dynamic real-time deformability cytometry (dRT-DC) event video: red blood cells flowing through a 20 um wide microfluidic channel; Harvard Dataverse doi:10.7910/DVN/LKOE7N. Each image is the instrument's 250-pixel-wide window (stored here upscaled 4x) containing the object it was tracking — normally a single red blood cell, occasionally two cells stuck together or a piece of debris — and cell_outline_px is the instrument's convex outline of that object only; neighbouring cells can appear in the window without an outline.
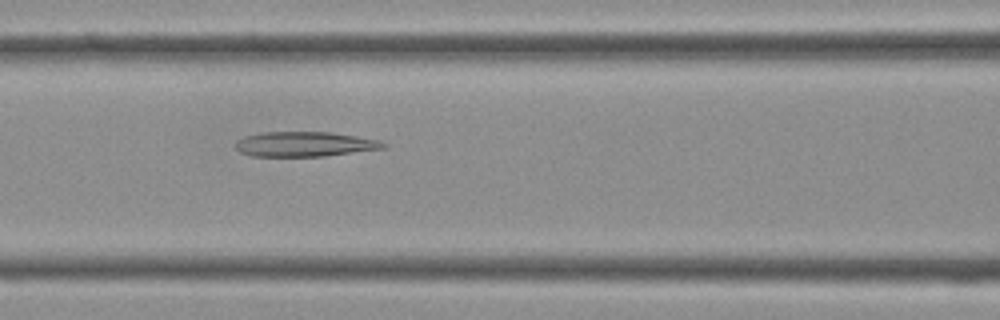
{"species": "Egyptian fruit bat (a non-hibernating species)", "species_latin": "Rousettus aegyptiacus", "temperature_condition": "cold", "stored_images_in_passage": 40, "camera_frame_rate_fps": 3000, "um_per_image_px": 0.085, "frame": {"image": 1, "passage_image": 17, "time_ms": 5.333, "image_size_px": [1000, 320], "cell_outline_px": [[388, 144], [384, 148], [324, 156], [252, 156], [240, 152], [236, 148], [236, 140], [244, 136], [260, 132], [332, 132], [380, 140]], "centroid_in_image_um": [25.88, 12.24], "position_along_channel_um": 140.7, "area_um2": 21.44}}
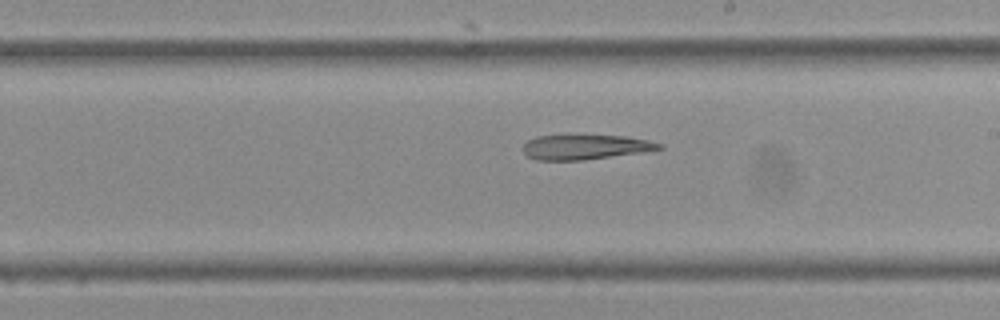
{"frame": {"image": 2, "passage_image": 23, "time_ms": 7.333, "image_size_px": [1000, 320], "cell_outline_px": [[664, 148], [640, 152], [584, 160], [536, 160], [528, 156], [524, 152], [524, 144], [528, 140], [536, 136], [624, 136], [648, 140], [664, 144]], "centroid_in_image_um": [49.75, 12.5], "position_along_channel_um": 239.2, "area_um2": 19.31}}
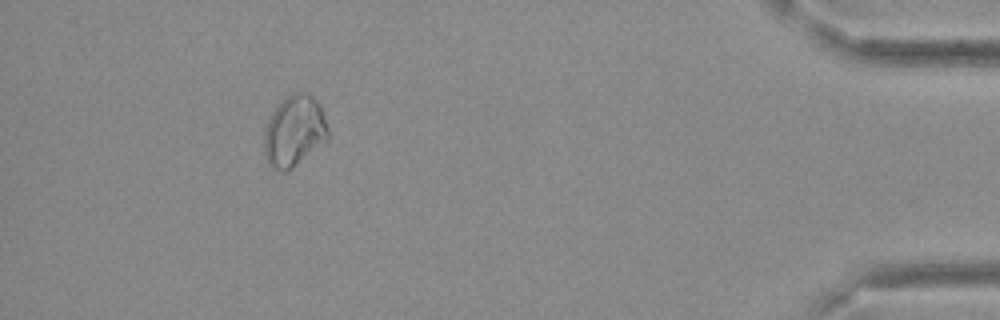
{"frame": {"image": 3, "passage_image": 37, "time_ms": 12.0, "image_size_px": [1000, 320], "cell_outline_px": [[328, 140], [324, 144], [292, 168], [284, 172], [272, 168], [268, 164], [264, 152], [264, 136], [272, 112], [280, 100], [284, 96], [292, 92], [308, 92], [320, 104], [328, 128]], "centroid_in_image_um": [25.03, 11.13], "position_along_channel_um": 410.2, "area_um2": 26.7}}